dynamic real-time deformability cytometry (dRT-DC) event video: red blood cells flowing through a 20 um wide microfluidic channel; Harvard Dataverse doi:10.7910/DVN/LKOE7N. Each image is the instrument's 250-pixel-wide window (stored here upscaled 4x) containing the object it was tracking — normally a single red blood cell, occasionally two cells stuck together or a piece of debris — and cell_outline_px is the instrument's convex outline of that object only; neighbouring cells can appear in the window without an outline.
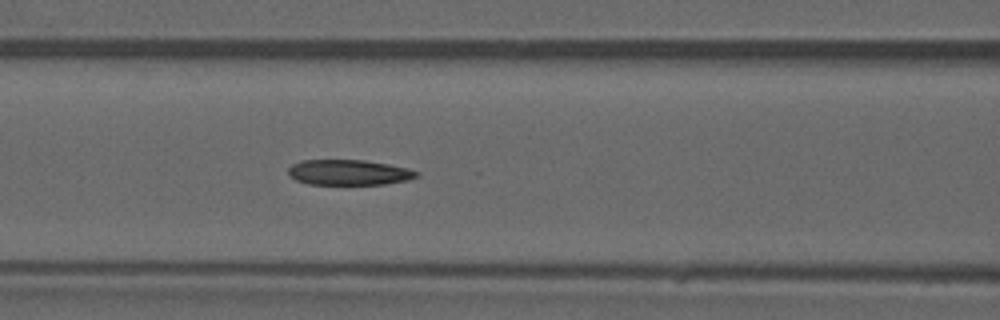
{"species": "common noctule bat (a hibernating species)", "species_latin": "Nyctalus noctula", "temperature_condition": "warm", "stored_images_in_passage": 46, "camera_frame_rate_fps": 3000, "um_per_image_px": 0.085, "animal": {"sex": "male", "forearm_length_mm": 52.5}, "frame": {"image": 1, "passage_image": 20, "time_ms": 6.333, "image_size_px": [1000, 320], "cell_outline_px": [[420, 176], [408, 180], [384, 184], [308, 184], [296, 180], [288, 176], [288, 168], [292, 164], [300, 160], [364, 160], [388, 164], [408, 168], [420, 172]], "centroid_in_image_um": [29.65, 14.65], "position_along_channel_um": 136.9, "area_um2": 19.13}}